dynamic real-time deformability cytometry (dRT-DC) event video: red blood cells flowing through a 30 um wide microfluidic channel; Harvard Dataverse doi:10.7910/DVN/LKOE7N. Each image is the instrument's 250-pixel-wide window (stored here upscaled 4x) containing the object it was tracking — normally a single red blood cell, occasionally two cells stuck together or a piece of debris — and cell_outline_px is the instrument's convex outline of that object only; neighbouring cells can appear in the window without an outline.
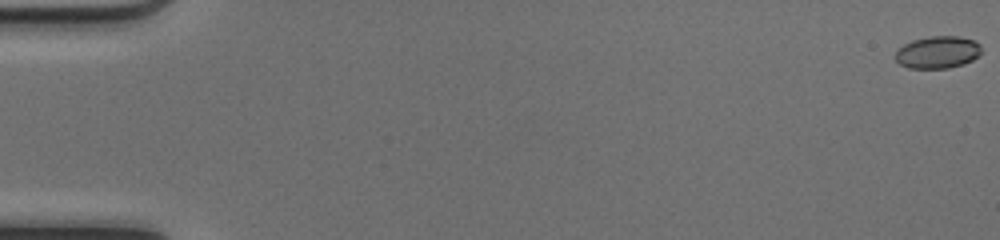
{"species": "common noctule bat (a hibernating species)", "species_latin": "Nyctalus noctula", "temperature_condition": "cold", "stored_images_in_passage": 51, "camera_frame_rate_fps": 3000, "um_per_image_px": 0.085, "animal": {"sex": "female", "body_mass_g": 17.0, "forearm_length_mm": 48.0}, "frame": {"image": 1, "passage_image": 1, "time_ms": 0.0, "image_size_px": [1000, 240], "cell_outline_px": [[980, 52], [972, 60], [964, 64], [948, 68], [908, 68], [900, 64], [896, 60], [896, 52], [904, 44], [912, 40], [928, 36], [956, 36], [972, 40], [980, 44]], "centroid_in_image_um": [79.68, 4.44], "position_along_channel_um": 5.3, "area_um2": 16.01}}
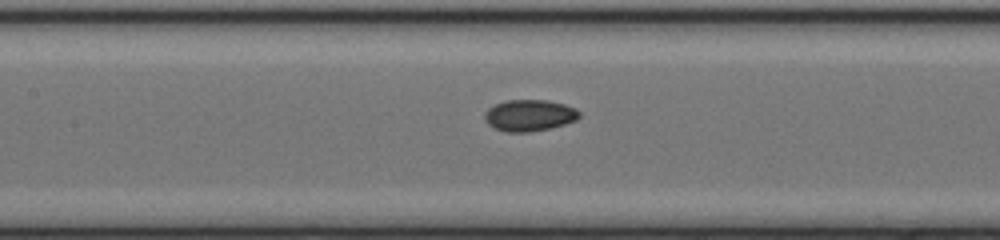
{"frame": {"image": 2, "passage_image": 25, "time_ms": 8.0, "image_size_px": [1000, 240], "cell_outline_px": [[580, 116], [576, 120], [552, 128], [528, 132], [504, 132], [488, 124], [484, 120], [484, 112], [488, 108], [504, 100], [548, 100], [564, 104], [576, 108], [580, 112]], "centroid_in_image_um": [44.99, 9.8], "position_along_channel_um": 162.4, "area_um2": 17.51}}
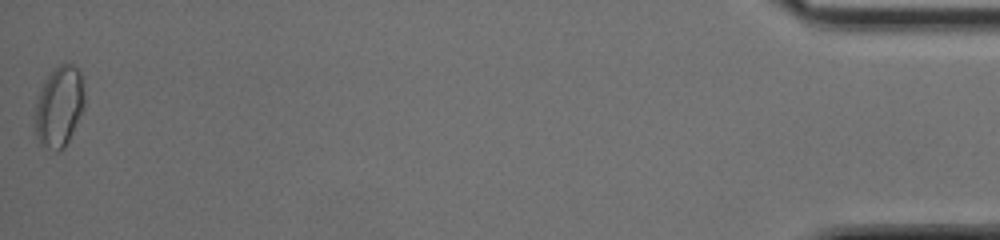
{"frame": {"image": 3, "passage_image": 51, "time_ms": 16.667, "image_size_px": [1000, 240], "cell_outline_px": [[84, 108], [64, 148], [56, 152], [40, 144], [36, 136], [32, 116], [36, 96], [44, 80], [60, 64], [68, 60], [80, 72], [84, 84]], "centroid_in_image_um": [4.99, 9.05], "position_along_channel_um": 430.2, "area_um2": 23.93}, "authors_computed_cell_mechanics": {"area_um2": 16.9354, "velocity_mm_per_s": 4.1895, "shape_relaxation_time_tau1_ms": 8.8981, "shape_relaxation_time_tau2_ms": 1.8882, "deformation_change_tau1": 0.1686, "deformation_change_tau2": 0.0481}}